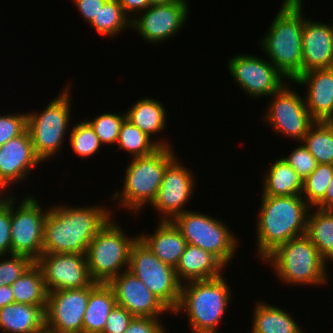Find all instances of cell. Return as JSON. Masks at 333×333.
<instances>
[{
	"mask_svg": "<svg viewBox=\"0 0 333 333\" xmlns=\"http://www.w3.org/2000/svg\"><path fill=\"white\" fill-rule=\"evenodd\" d=\"M225 268L227 267L212 253L187 244L175 271L178 280L184 284L219 277L223 275Z\"/></svg>",
	"mask_w": 333,
	"mask_h": 333,
	"instance_id": "cell-23",
	"label": "cell"
},
{
	"mask_svg": "<svg viewBox=\"0 0 333 333\" xmlns=\"http://www.w3.org/2000/svg\"><path fill=\"white\" fill-rule=\"evenodd\" d=\"M115 222L111 218L97 232L86 253L89 274L97 283H108L128 270L131 247L138 239V234L128 236Z\"/></svg>",
	"mask_w": 333,
	"mask_h": 333,
	"instance_id": "cell-8",
	"label": "cell"
},
{
	"mask_svg": "<svg viewBox=\"0 0 333 333\" xmlns=\"http://www.w3.org/2000/svg\"><path fill=\"white\" fill-rule=\"evenodd\" d=\"M128 271L141 280L172 313L178 307L182 283L175 268L160 261L139 238L131 247Z\"/></svg>",
	"mask_w": 333,
	"mask_h": 333,
	"instance_id": "cell-10",
	"label": "cell"
},
{
	"mask_svg": "<svg viewBox=\"0 0 333 333\" xmlns=\"http://www.w3.org/2000/svg\"><path fill=\"white\" fill-rule=\"evenodd\" d=\"M0 256V286L12 285L21 275H23L34 261L25 255L11 254Z\"/></svg>",
	"mask_w": 333,
	"mask_h": 333,
	"instance_id": "cell-37",
	"label": "cell"
},
{
	"mask_svg": "<svg viewBox=\"0 0 333 333\" xmlns=\"http://www.w3.org/2000/svg\"><path fill=\"white\" fill-rule=\"evenodd\" d=\"M1 333H46L41 306L11 303L0 309Z\"/></svg>",
	"mask_w": 333,
	"mask_h": 333,
	"instance_id": "cell-24",
	"label": "cell"
},
{
	"mask_svg": "<svg viewBox=\"0 0 333 333\" xmlns=\"http://www.w3.org/2000/svg\"><path fill=\"white\" fill-rule=\"evenodd\" d=\"M126 119L137 126L150 138L163 134L167 124V110L163 103L155 98L139 99L125 112ZM155 134V135H154Z\"/></svg>",
	"mask_w": 333,
	"mask_h": 333,
	"instance_id": "cell-28",
	"label": "cell"
},
{
	"mask_svg": "<svg viewBox=\"0 0 333 333\" xmlns=\"http://www.w3.org/2000/svg\"><path fill=\"white\" fill-rule=\"evenodd\" d=\"M158 222L153 233H138V238L160 261L176 268L187 242L172 221Z\"/></svg>",
	"mask_w": 333,
	"mask_h": 333,
	"instance_id": "cell-22",
	"label": "cell"
},
{
	"mask_svg": "<svg viewBox=\"0 0 333 333\" xmlns=\"http://www.w3.org/2000/svg\"><path fill=\"white\" fill-rule=\"evenodd\" d=\"M107 0H72L84 21L90 24Z\"/></svg>",
	"mask_w": 333,
	"mask_h": 333,
	"instance_id": "cell-43",
	"label": "cell"
},
{
	"mask_svg": "<svg viewBox=\"0 0 333 333\" xmlns=\"http://www.w3.org/2000/svg\"><path fill=\"white\" fill-rule=\"evenodd\" d=\"M227 67L241 90L253 98H268L289 82L270 61L255 54L233 55L227 61Z\"/></svg>",
	"mask_w": 333,
	"mask_h": 333,
	"instance_id": "cell-13",
	"label": "cell"
},
{
	"mask_svg": "<svg viewBox=\"0 0 333 333\" xmlns=\"http://www.w3.org/2000/svg\"><path fill=\"white\" fill-rule=\"evenodd\" d=\"M315 208L321 210H333V176L327 187L324 199Z\"/></svg>",
	"mask_w": 333,
	"mask_h": 333,
	"instance_id": "cell-45",
	"label": "cell"
},
{
	"mask_svg": "<svg viewBox=\"0 0 333 333\" xmlns=\"http://www.w3.org/2000/svg\"><path fill=\"white\" fill-rule=\"evenodd\" d=\"M186 0L150 5L131 20V28L150 44H159L179 33L189 17Z\"/></svg>",
	"mask_w": 333,
	"mask_h": 333,
	"instance_id": "cell-15",
	"label": "cell"
},
{
	"mask_svg": "<svg viewBox=\"0 0 333 333\" xmlns=\"http://www.w3.org/2000/svg\"><path fill=\"white\" fill-rule=\"evenodd\" d=\"M293 83L306 87V108L315 121H333V68L309 70Z\"/></svg>",
	"mask_w": 333,
	"mask_h": 333,
	"instance_id": "cell-21",
	"label": "cell"
},
{
	"mask_svg": "<svg viewBox=\"0 0 333 333\" xmlns=\"http://www.w3.org/2000/svg\"><path fill=\"white\" fill-rule=\"evenodd\" d=\"M225 280L223 274L182 284L178 307L171 315L186 312L190 332L219 333L218 327L232 301L233 291Z\"/></svg>",
	"mask_w": 333,
	"mask_h": 333,
	"instance_id": "cell-4",
	"label": "cell"
},
{
	"mask_svg": "<svg viewBox=\"0 0 333 333\" xmlns=\"http://www.w3.org/2000/svg\"><path fill=\"white\" fill-rule=\"evenodd\" d=\"M117 1L123 7V11L131 20H133L136 16H138V14L144 12L150 6L148 0H117Z\"/></svg>",
	"mask_w": 333,
	"mask_h": 333,
	"instance_id": "cell-44",
	"label": "cell"
},
{
	"mask_svg": "<svg viewBox=\"0 0 333 333\" xmlns=\"http://www.w3.org/2000/svg\"><path fill=\"white\" fill-rule=\"evenodd\" d=\"M288 83L279 92L272 94L268 110L263 114L276 134L302 142L309 128L316 122L306 108L304 96Z\"/></svg>",
	"mask_w": 333,
	"mask_h": 333,
	"instance_id": "cell-12",
	"label": "cell"
},
{
	"mask_svg": "<svg viewBox=\"0 0 333 333\" xmlns=\"http://www.w3.org/2000/svg\"><path fill=\"white\" fill-rule=\"evenodd\" d=\"M253 309L252 333H304L298 322L285 309L265 302H256Z\"/></svg>",
	"mask_w": 333,
	"mask_h": 333,
	"instance_id": "cell-26",
	"label": "cell"
},
{
	"mask_svg": "<svg viewBox=\"0 0 333 333\" xmlns=\"http://www.w3.org/2000/svg\"><path fill=\"white\" fill-rule=\"evenodd\" d=\"M116 305L114 292L108 283H98L89 293L83 317V333H102L107 318Z\"/></svg>",
	"mask_w": 333,
	"mask_h": 333,
	"instance_id": "cell-27",
	"label": "cell"
},
{
	"mask_svg": "<svg viewBox=\"0 0 333 333\" xmlns=\"http://www.w3.org/2000/svg\"><path fill=\"white\" fill-rule=\"evenodd\" d=\"M69 135L71 150L82 159L97 154L103 146L92 126L86 120L76 123L70 129Z\"/></svg>",
	"mask_w": 333,
	"mask_h": 333,
	"instance_id": "cell-35",
	"label": "cell"
},
{
	"mask_svg": "<svg viewBox=\"0 0 333 333\" xmlns=\"http://www.w3.org/2000/svg\"><path fill=\"white\" fill-rule=\"evenodd\" d=\"M71 87L72 83L66 84L41 112H27V131L42 164L61 152L71 129Z\"/></svg>",
	"mask_w": 333,
	"mask_h": 333,
	"instance_id": "cell-7",
	"label": "cell"
},
{
	"mask_svg": "<svg viewBox=\"0 0 333 333\" xmlns=\"http://www.w3.org/2000/svg\"><path fill=\"white\" fill-rule=\"evenodd\" d=\"M309 18L304 15L302 74L313 69L333 67V22H316Z\"/></svg>",
	"mask_w": 333,
	"mask_h": 333,
	"instance_id": "cell-20",
	"label": "cell"
},
{
	"mask_svg": "<svg viewBox=\"0 0 333 333\" xmlns=\"http://www.w3.org/2000/svg\"><path fill=\"white\" fill-rule=\"evenodd\" d=\"M9 191L6 195H0V256L11 255V194Z\"/></svg>",
	"mask_w": 333,
	"mask_h": 333,
	"instance_id": "cell-38",
	"label": "cell"
},
{
	"mask_svg": "<svg viewBox=\"0 0 333 333\" xmlns=\"http://www.w3.org/2000/svg\"><path fill=\"white\" fill-rule=\"evenodd\" d=\"M133 317L126 308L116 305L110 312L102 333H124Z\"/></svg>",
	"mask_w": 333,
	"mask_h": 333,
	"instance_id": "cell-41",
	"label": "cell"
},
{
	"mask_svg": "<svg viewBox=\"0 0 333 333\" xmlns=\"http://www.w3.org/2000/svg\"><path fill=\"white\" fill-rule=\"evenodd\" d=\"M172 222L180 230L187 244L212 253L226 267L231 264L239 241L225 222L194 210L177 215Z\"/></svg>",
	"mask_w": 333,
	"mask_h": 333,
	"instance_id": "cell-9",
	"label": "cell"
},
{
	"mask_svg": "<svg viewBox=\"0 0 333 333\" xmlns=\"http://www.w3.org/2000/svg\"><path fill=\"white\" fill-rule=\"evenodd\" d=\"M118 306L126 308L134 317L162 318L172 313L145 284L128 270L108 282Z\"/></svg>",
	"mask_w": 333,
	"mask_h": 333,
	"instance_id": "cell-18",
	"label": "cell"
},
{
	"mask_svg": "<svg viewBox=\"0 0 333 333\" xmlns=\"http://www.w3.org/2000/svg\"><path fill=\"white\" fill-rule=\"evenodd\" d=\"M15 303L31 304L46 309L48 291L40 267L34 262L12 285Z\"/></svg>",
	"mask_w": 333,
	"mask_h": 333,
	"instance_id": "cell-30",
	"label": "cell"
},
{
	"mask_svg": "<svg viewBox=\"0 0 333 333\" xmlns=\"http://www.w3.org/2000/svg\"><path fill=\"white\" fill-rule=\"evenodd\" d=\"M30 195L20 203L15 198L17 196L11 195V254L25 255L35 262L43 254L44 222L48 210L44 211L38 199Z\"/></svg>",
	"mask_w": 333,
	"mask_h": 333,
	"instance_id": "cell-11",
	"label": "cell"
},
{
	"mask_svg": "<svg viewBox=\"0 0 333 333\" xmlns=\"http://www.w3.org/2000/svg\"><path fill=\"white\" fill-rule=\"evenodd\" d=\"M302 142L318 164H333V121H316Z\"/></svg>",
	"mask_w": 333,
	"mask_h": 333,
	"instance_id": "cell-33",
	"label": "cell"
},
{
	"mask_svg": "<svg viewBox=\"0 0 333 333\" xmlns=\"http://www.w3.org/2000/svg\"><path fill=\"white\" fill-rule=\"evenodd\" d=\"M44 222L43 253H77L86 255L97 232L113 213L103 205L76 207L53 205L47 208Z\"/></svg>",
	"mask_w": 333,
	"mask_h": 333,
	"instance_id": "cell-1",
	"label": "cell"
},
{
	"mask_svg": "<svg viewBox=\"0 0 333 333\" xmlns=\"http://www.w3.org/2000/svg\"><path fill=\"white\" fill-rule=\"evenodd\" d=\"M89 26L98 34L112 38L131 28V19L117 0H107Z\"/></svg>",
	"mask_w": 333,
	"mask_h": 333,
	"instance_id": "cell-32",
	"label": "cell"
},
{
	"mask_svg": "<svg viewBox=\"0 0 333 333\" xmlns=\"http://www.w3.org/2000/svg\"><path fill=\"white\" fill-rule=\"evenodd\" d=\"M276 160V161H275ZM269 168L263 171L261 195L266 196H294L301 195L304 180L280 157L275 159Z\"/></svg>",
	"mask_w": 333,
	"mask_h": 333,
	"instance_id": "cell-25",
	"label": "cell"
},
{
	"mask_svg": "<svg viewBox=\"0 0 333 333\" xmlns=\"http://www.w3.org/2000/svg\"><path fill=\"white\" fill-rule=\"evenodd\" d=\"M41 163L35 154L27 129L3 144L0 147V195L6 194L10 186L27 180L31 170Z\"/></svg>",
	"mask_w": 333,
	"mask_h": 333,
	"instance_id": "cell-19",
	"label": "cell"
},
{
	"mask_svg": "<svg viewBox=\"0 0 333 333\" xmlns=\"http://www.w3.org/2000/svg\"><path fill=\"white\" fill-rule=\"evenodd\" d=\"M161 318L133 317L124 333H169Z\"/></svg>",
	"mask_w": 333,
	"mask_h": 333,
	"instance_id": "cell-42",
	"label": "cell"
},
{
	"mask_svg": "<svg viewBox=\"0 0 333 333\" xmlns=\"http://www.w3.org/2000/svg\"><path fill=\"white\" fill-rule=\"evenodd\" d=\"M48 293L45 309L46 333H83V317L89 293L97 285Z\"/></svg>",
	"mask_w": 333,
	"mask_h": 333,
	"instance_id": "cell-14",
	"label": "cell"
},
{
	"mask_svg": "<svg viewBox=\"0 0 333 333\" xmlns=\"http://www.w3.org/2000/svg\"><path fill=\"white\" fill-rule=\"evenodd\" d=\"M311 207L301 195H261L256 223V251L261 261L279 245L306 235Z\"/></svg>",
	"mask_w": 333,
	"mask_h": 333,
	"instance_id": "cell-2",
	"label": "cell"
},
{
	"mask_svg": "<svg viewBox=\"0 0 333 333\" xmlns=\"http://www.w3.org/2000/svg\"><path fill=\"white\" fill-rule=\"evenodd\" d=\"M27 129V113L0 115V147Z\"/></svg>",
	"mask_w": 333,
	"mask_h": 333,
	"instance_id": "cell-40",
	"label": "cell"
},
{
	"mask_svg": "<svg viewBox=\"0 0 333 333\" xmlns=\"http://www.w3.org/2000/svg\"><path fill=\"white\" fill-rule=\"evenodd\" d=\"M175 0H148L150 5L169 3Z\"/></svg>",
	"mask_w": 333,
	"mask_h": 333,
	"instance_id": "cell-47",
	"label": "cell"
},
{
	"mask_svg": "<svg viewBox=\"0 0 333 333\" xmlns=\"http://www.w3.org/2000/svg\"><path fill=\"white\" fill-rule=\"evenodd\" d=\"M175 153L173 147H160L148 156L130 158L123 186L112 193V200L134 215L146 204L151 205L161 187L166 167L177 157Z\"/></svg>",
	"mask_w": 333,
	"mask_h": 333,
	"instance_id": "cell-5",
	"label": "cell"
},
{
	"mask_svg": "<svg viewBox=\"0 0 333 333\" xmlns=\"http://www.w3.org/2000/svg\"><path fill=\"white\" fill-rule=\"evenodd\" d=\"M157 138H150L137 126L125 119L121 126L116 144H118V149L125 150L131 154V158L148 156L160 147H173L171 143L169 144L170 141L167 139Z\"/></svg>",
	"mask_w": 333,
	"mask_h": 333,
	"instance_id": "cell-31",
	"label": "cell"
},
{
	"mask_svg": "<svg viewBox=\"0 0 333 333\" xmlns=\"http://www.w3.org/2000/svg\"><path fill=\"white\" fill-rule=\"evenodd\" d=\"M295 147L288 156H282L304 180L317 167L318 163L303 142Z\"/></svg>",
	"mask_w": 333,
	"mask_h": 333,
	"instance_id": "cell-39",
	"label": "cell"
},
{
	"mask_svg": "<svg viewBox=\"0 0 333 333\" xmlns=\"http://www.w3.org/2000/svg\"><path fill=\"white\" fill-rule=\"evenodd\" d=\"M306 236L317 247L321 257L326 262L332 261L333 264V210L311 208Z\"/></svg>",
	"mask_w": 333,
	"mask_h": 333,
	"instance_id": "cell-29",
	"label": "cell"
},
{
	"mask_svg": "<svg viewBox=\"0 0 333 333\" xmlns=\"http://www.w3.org/2000/svg\"><path fill=\"white\" fill-rule=\"evenodd\" d=\"M262 262L271 265L276 277L287 285L324 287L330 281L328 263L306 235L279 245Z\"/></svg>",
	"mask_w": 333,
	"mask_h": 333,
	"instance_id": "cell-6",
	"label": "cell"
},
{
	"mask_svg": "<svg viewBox=\"0 0 333 333\" xmlns=\"http://www.w3.org/2000/svg\"><path fill=\"white\" fill-rule=\"evenodd\" d=\"M303 0H283L280 10L258 42L269 61L289 84L302 74ZM291 82V83H290Z\"/></svg>",
	"mask_w": 333,
	"mask_h": 333,
	"instance_id": "cell-3",
	"label": "cell"
},
{
	"mask_svg": "<svg viewBox=\"0 0 333 333\" xmlns=\"http://www.w3.org/2000/svg\"><path fill=\"white\" fill-rule=\"evenodd\" d=\"M178 157L166 167L159 192L151 204V208L161 215L160 221H172L188 211L186 205L194 197L195 174Z\"/></svg>",
	"mask_w": 333,
	"mask_h": 333,
	"instance_id": "cell-16",
	"label": "cell"
},
{
	"mask_svg": "<svg viewBox=\"0 0 333 333\" xmlns=\"http://www.w3.org/2000/svg\"><path fill=\"white\" fill-rule=\"evenodd\" d=\"M35 263L40 267L49 292L91 286L87 257L77 253H43Z\"/></svg>",
	"mask_w": 333,
	"mask_h": 333,
	"instance_id": "cell-17",
	"label": "cell"
},
{
	"mask_svg": "<svg viewBox=\"0 0 333 333\" xmlns=\"http://www.w3.org/2000/svg\"><path fill=\"white\" fill-rule=\"evenodd\" d=\"M88 119L86 121L92 126L102 145L106 146L117 143L126 114L106 112Z\"/></svg>",
	"mask_w": 333,
	"mask_h": 333,
	"instance_id": "cell-36",
	"label": "cell"
},
{
	"mask_svg": "<svg viewBox=\"0 0 333 333\" xmlns=\"http://www.w3.org/2000/svg\"><path fill=\"white\" fill-rule=\"evenodd\" d=\"M332 176L333 164H318L304 179L301 196L311 208H315L324 199Z\"/></svg>",
	"mask_w": 333,
	"mask_h": 333,
	"instance_id": "cell-34",
	"label": "cell"
},
{
	"mask_svg": "<svg viewBox=\"0 0 333 333\" xmlns=\"http://www.w3.org/2000/svg\"><path fill=\"white\" fill-rule=\"evenodd\" d=\"M11 303H14L11 285L0 286V309Z\"/></svg>",
	"mask_w": 333,
	"mask_h": 333,
	"instance_id": "cell-46",
	"label": "cell"
}]
</instances>
